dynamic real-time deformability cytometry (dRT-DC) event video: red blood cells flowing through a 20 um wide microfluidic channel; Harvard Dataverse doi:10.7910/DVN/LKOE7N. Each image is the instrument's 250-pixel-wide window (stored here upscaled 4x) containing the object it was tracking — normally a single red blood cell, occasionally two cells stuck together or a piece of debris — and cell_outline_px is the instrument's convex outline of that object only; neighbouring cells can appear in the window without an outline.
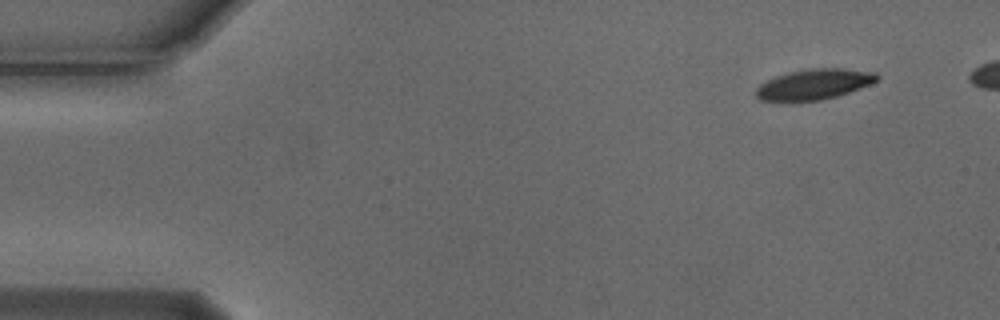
{"species": "Egyptian fruit bat (a non-hibernating species)", "species_latin": "Rousettus aegyptiacus", "temperature_condition": "cold", "stored_images_in_passage": 5, "camera_frame_rate_fps": 3000, "um_per_image_px": 0.085, "animal": {"sex": "male"}, "frame": {"image": 1, "passage_image": 1, "time_ms": 0.0, "image_size_px": [1000, 320], "cell_outline_px": [[880, 80], [860, 88], [836, 96], [820, 100], [760, 100], [756, 96], [756, 88], [760, 84], [776, 76], [788, 72], [808, 68], [844, 68], [876, 72], [880, 76]], "centroid_in_image_um": [69.25, 7.13], "position_along_channel_um": 15.8, "area_um2": 21.33}}